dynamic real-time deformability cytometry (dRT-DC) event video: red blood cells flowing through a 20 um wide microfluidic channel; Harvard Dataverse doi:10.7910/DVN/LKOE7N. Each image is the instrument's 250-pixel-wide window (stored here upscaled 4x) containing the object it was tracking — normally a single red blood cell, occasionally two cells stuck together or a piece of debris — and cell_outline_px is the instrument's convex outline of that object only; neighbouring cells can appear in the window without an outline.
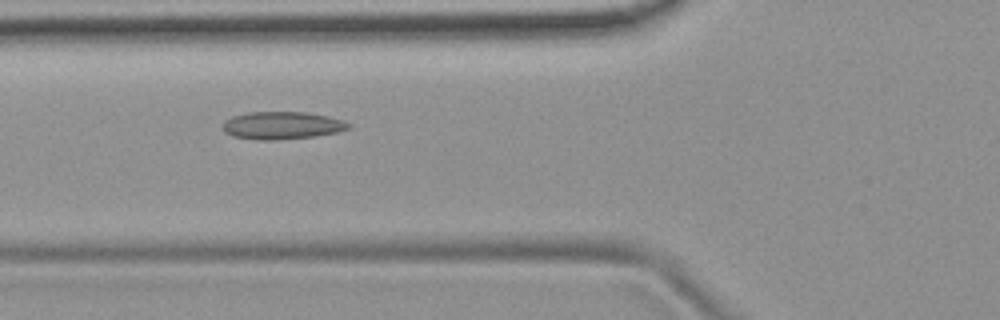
{"species": "common noctule bat (a hibernating species)", "species_latin": "Nyctalus noctula", "temperature_condition": "room temperature", "stored_images_in_passage": 6, "camera_frame_rate_fps": 3000, "um_per_image_px": 0.085, "animal": {"sex": "female", "body_mass_g": 19.9}, "frame": {"image": 1, "passage_image": 5, "time_ms": 1.333, "image_size_px": [1000, 320], "cell_outline_px": [[352, 128], [336, 132], [312, 136], [276, 140], [256, 140], [232, 136], [224, 132], [220, 124], [224, 120], [232, 116], [248, 112], [304, 112], [328, 116], [344, 120], [352, 124]], "centroid_in_image_um": [23.93, 10.66], "position_along_channel_um": 101.9, "area_um2": 20.46}}
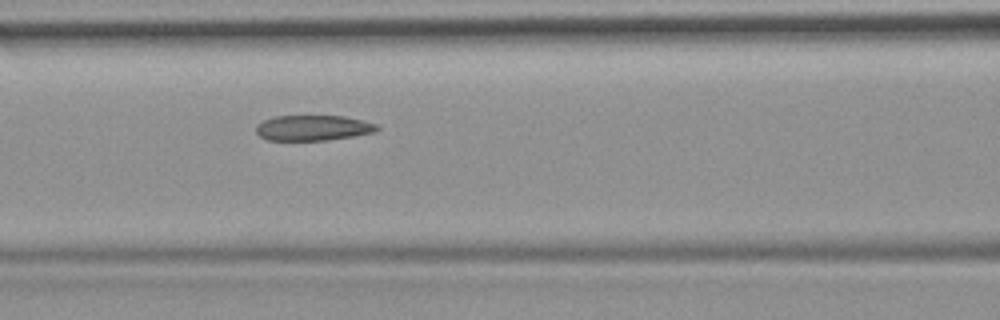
{"frame": {"image": 2, "passage_image": 6, "time_ms": 1.667, "image_size_px": [1000, 320], "cell_outline_px": [[380, 128], [376, 132], [328, 140], [264, 140], [256, 132], [256, 124], [264, 120], [276, 116], [344, 116], [376, 124]], "centroid_in_image_um": [26.58, 10.87], "position_along_channel_um": 140.0, "area_um2": 17.86}}